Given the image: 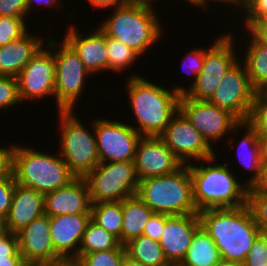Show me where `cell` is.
Instances as JSON below:
<instances>
[{
    "label": "cell",
    "mask_w": 267,
    "mask_h": 266,
    "mask_svg": "<svg viewBox=\"0 0 267 266\" xmlns=\"http://www.w3.org/2000/svg\"><path fill=\"white\" fill-rule=\"evenodd\" d=\"M126 82V95L135 120L131 126L141 136L159 137L179 111L180 96L185 86L175 85L167 88L147 80L141 74H131ZM167 88V89H166Z\"/></svg>",
    "instance_id": "1"
},
{
    "label": "cell",
    "mask_w": 267,
    "mask_h": 266,
    "mask_svg": "<svg viewBox=\"0 0 267 266\" xmlns=\"http://www.w3.org/2000/svg\"><path fill=\"white\" fill-rule=\"evenodd\" d=\"M198 215L201 227L214 241L221 259L243 263L260 234L248 205L199 210Z\"/></svg>",
    "instance_id": "2"
},
{
    "label": "cell",
    "mask_w": 267,
    "mask_h": 266,
    "mask_svg": "<svg viewBox=\"0 0 267 266\" xmlns=\"http://www.w3.org/2000/svg\"><path fill=\"white\" fill-rule=\"evenodd\" d=\"M218 155L189 164L193 200L199 210L232 208L247 204L248 187L230 169L217 163ZM235 174V175H234Z\"/></svg>",
    "instance_id": "3"
},
{
    "label": "cell",
    "mask_w": 267,
    "mask_h": 266,
    "mask_svg": "<svg viewBox=\"0 0 267 266\" xmlns=\"http://www.w3.org/2000/svg\"><path fill=\"white\" fill-rule=\"evenodd\" d=\"M126 4L112 9L108 17L98 26L108 37L119 40L144 58L153 45L160 42L163 34V22L157 8ZM157 13V14H156ZM104 20V21H103Z\"/></svg>",
    "instance_id": "4"
},
{
    "label": "cell",
    "mask_w": 267,
    "mask_h": 266,
    "mask_svg": "<svg viewBox=\"0 0 267 266\" xmlns=\"http://www.w3.org/2000/svg\"><path fill=\"white\" fill-rule=\"evenodd\" d=\"M19 144H15L13 151L12 173L16 184L45 194L76 178L58 152L45 153L36 146L33 149Z\"/></svg>",
    "instance_id": "5"
},
{
    "label": "cell",
    "mask_w": 267,
    "mask_h": 266,
    "mask_svg": "<svg viewBox=\"0 0 267 266\" xmlns=\"http://www.w3.org/2000/svg\"><path fill=\"white\" fill-rule=\"evenodd\" d=\"M154 213L198 214L193 200L189 164L174 173L139 180L136 194Z\"/></svg>",
    "instance_id": "6"
},
{
    "label": "cell",
    "mask_w": 267,
    "mask_h": 266,
    "mask_svg": "<svg viewBox=\"0 0 267 266\" xmlns=\"http://www.w3.org/2000/svg\"><path fill=\"white\" fill-rule=\"evenodd\" d=\"M58 116L60 147L57 152L76 177L84 178L100 163L93 120L90 129L82 124L75 111H58Z\"/></svg>",
    "instance_id": "7"
},
{
    "label": "cell",
    "mask_w": 267,
    "mask_h": 266,
    "mask_svg": "<svg viewBox=\"0 0 267 266\" xmlns=\"http://www.w3.org/2000/svg\"><path fill=\"white\" fill-rule=\"evenodd\" d=\"M53 53L57 111H76L75 105L84 93L86 78H93V75L63 39L58 42L53 38Z\"/></svg>",
    "instance_id": "8"
},
{
    "label": "cell",
    "mask_w": 267,
    "mask_h": 266,
    "mask_svg": "<svg viewBox=\"0 0 267 266\" xmlns=\"http://www.w3.org/2000/svg\"><path fill=\"white\" fill-rule=\"evenodd\" d=\"M84 179L91 204L122 201L136 195L139 185L133 161L100 162Z\"/></svg>",
    "instance_id": "9"
},
{
    "label": "cell",
    "mask_w": 267,
    "mask_h": 266,
    "mask_svg": "<svg viewBox=\"0 0 267 266\" xmlns=\"http://www.w3.org/2000/svg\"><path fill=\"white\" fill-rule=\"evenodd\" d=\"M234 30L224 33L205 52L204 66L197 75L196 81L182 94L192 100H208L218 87L219 81L238 60L240 53L236 51ZM235 44V45H234Z\"/></svg>",
    "instance_id": "10"
},
{
    "label": "cell",
    "mask_w": 267,
    "mask_h": 266,
    "mask_svg": "<svg viewBox=\"0 0 267 266\" xmlns=\"http://www.w3.org/2000/svg\"><path fill=\"white\" fill-rule=\"evenodd\" d=\"M179 110L215 149L222 139L235 133L238 136L237 133L244 129V121L207 100H192L181 95Z\"/></svg>",
    "instance_id": "11"
},
{
    "label": "cell",
    "mask_w": 267,
    "mask_h": 266,
    "mask_svg": "<svg viewBox=\"0 0 267 266\" xmlns=\"http://www.w3.org/2000/svg\"><path fill=\"white\" fill-rule=\"evenodd\" d=\"M129 122L93 118L99 161L101 163L133 161L142 137Z\"/></svg>",
    "instance_id": "12"
},
{
    "label": "cell",
    "mask_w": 267,
    "mask_h": 266,
    "mask_svg": "<svg viewBox=\"0 0 267 266\" xmlns=\"http://www.w3.org/2000/svg\"><path fill=\"white\" fill-rule=\"evenodd\" d=\"M19 96L23 101L44 100L52 96L55 100V58L53 37L48 38L33 58L17 76Z\"/></svg>",
    "instance_id": "13"
},
{
    "label": "cell",
    "mask_w": 267,
    "mask_h": 266,
    "mask_svg": "<svg viewBox=\"0 0 267 266\" xmlns=\"http://www.w3.org/2000/svg\"><path fill=\"white\" fill-rule=\"evenodd\" d=\"M256 91L249 80L245 65L239 59L228 69L207 101L229 111L239 121H247Z\"/></svg>",
    "instance_id": "14"
},
{
    "label": "cell",
    "mask_w": 267,
    "mask_h": 266,
    "mask_svg": "<svg viewBox=\"0 0 267 266\" xmlns=\"http://www.w3.org/2000/svg\"><path fill=\"white\" fill-rule=\"evenodd\" d=\"M159 137L183 164L211 158L218 153L180 110Z\"/></svg>",
    "instance_id": "15"
},
{
    "label": "cell",
    "mask_w": 267,
    "mask_h": 266,
    "mask_svg": "<svg viewBox=\"0 0 267 266\" xmlns=\"http://www.w3.org/2000/svg\"><path fill=\"white\" fill-rule=\"evenodd\" d=\"M133 162L138 180L171 174L183 165L163 140L155 136L139 139Z\"/></svg>",
    "instance_id": "16"
},
{
    "label": "cell",
    "mask_w": 267,
    "mask_h": 266,
    "mask_svg": "<svg viewBox=\"0 0 267 266\" xmlns=\"http://www.w3.org/2000/svg\"><path fill=\"white\" fill-rule=\"evenodd\" d=\"M201 226L198 214L166 215L159 243L171 266H178L186 255L196 230Z\"/></svg>",
    "instance_id": "17"
},
{
    "label": "cell",
    "mask_w": 267,
    "mask_h": 266,
    "mask_svg": "<svg viewBox=\"0 0 267 266\" xmlns=\"http://www.w3.org/2000/svg\"><path fill=\"white\" fill-rule=\"evenodd\" d=\"M22 259L49 264L63 260L55 251L49 216L43 214L16 233Z\"/></svg>",
    "instance_id": "18"
},
{
    "label": "cell",
    "mask_w": 267,
    "mask_h": 266,
    "mask_svg": "<svg viewBox=\"0 0 267 266\" xmlns=\"http://www.w3.org/2000/svg\"><path fill=\"white\" fill-rule=\"evenodd\" d=\"M69 25L63 39L78 55L86 69L93 75L108 71L106 34L97 26L92 33H80L77 26ZM99 72V73H98Z\"/></svg>",
    "instance_id": "19"
},
{
    "label": "cell",
    "mask_w": 267,
    "mask_h": 266,
    "mask_svg": "<svg viewBox=\"0 0 267 266\" xmlns=\"http://www.w3.org/2000/svg\"><path fill=\"white\" fill-rule=\"evenodd\" d=\"M91 214H66L49 217L54 251L63 260H78V250Z\"/></svg>",
    "instance_id": "20"
},
{
    "label": "cell",
    "mask_w": 267,
    "mask_h": 266,
    "mask_svg": "<svg viewBox=\"0 0 267 266\" xmlns=\"http://www.w3.org/2000/svg\"><path fill=\"white\" fill-rule=\"evenodd\" d=\"M44 214L49 217L66 214H91L86 180L76 177L68 185L44 194Z\"/></svg>",
    "instance_id": "21"
},
{
    "label": "cell",
    "mask_w": 267,
    "mask_h": 266,
    "mask_svg": "<svg viewBox=\"0 0 267 266\" xmlns=\"http://www.w3.org/2000/svg\"><path fill=\"white\" fill-rule=\"evenodd\" d=\"M44 194L15 184L10 210L4 219L5 231L19 232L44 214Z\"/></svg>",
    "instance_id": "22"
},
{
    "label": "cell",
    "mask_w": 267,
    "mask_h": 266,
    "mask_svg": "<svg viewBox=\"0 0 267 266\" xmlns=\"http://www.w3.org/2000/svg\"><path fill=\"white\" fill-rule=\"evenodd\" d=\"M34 33L29 30L20 39L0 46V76L17 78L26 64L45 46L48 38Z\"/></svg>",
    "instance_id": "23"
},
{
    "label": "cell",
    "mask_w": 267,
    "mask_h": 266,
    "mask_svg": "<svg viewBox=\"0 0 267 266\" xmlns=\"http://www.w3.org/2000/svg\"><path fill=\"white\" fill-rule=\"evenodd\" d=\"M244 133L241 135V140L235 149L238 157V164L244 169L242 171L251 173L247 175V180L244 181V184L250 188L257 186L261 181L262 177V162H261V153H260V143L257 136L256 130L247 122L244 121ZM245 167H243V166Z\"/></svg>",
    "instance_id": "24"
},
{
    "label": "cell",
    "mask_w": 267,
    "mask_h": 266,
    "mask_svg": "<svg viewBox=\"0 0 267 266\" xmlns=\"http://www.w3.org/2000/svg\"><path fill=\"white\" fill-rule=\"evenodd\" d=\"M248 38L245 51L239 50L252 86L261 91L267 86V46L263 44L250 30H245ZM248 32V33H247ZM248 34V36H247ZM243 59V60H242Z\"/></svg>",
    "instance_id": "25"
},
{
    "label": "cell",
    "mask_w": 267,
    "mask_h": 266,
    "mask_svg": "<svg viewBox=\"0 0 267 266\" xmlns=\"http://www.w3.org/2000/svg\"><path fill=\"white\" fill-rule=\"evenodd\" d=\"M123 224L121 244L143 235L145 225L154 213L137 195L121 201Z\"/></svg>",
    "instance_id": "26"
},
{
    "label": "cell",
    "mask_w": 267,
    "mask_h": 266,
    "mask_svg": "<svg viewBox=\"0 0 267 266\" xmlns=\"http://www.w3.org/2000/svg\"><path fill=\"white\" fill-rule=\"evenodd\" d=\"M220 260L217 246L200 226L194 233L191 245L178 266H216Z\"/></svg>",
    "instance_id": "27"
},
{
    "label": "cell",
    "mask_w": 267,
    "mask_h": 266,
    "mask_svg": "<svg viewBox=\"0 0 267 266\" xmlns=\"http://www.w3.org/2000/svg\"><path fill=\"white\" fill-rule=\"evenodd\" d=\"M124 247L126 256L144 266H171L160 243L145 235L129 240Z\"/></svg>",
    "instance_id": "28"
},
{
    "label": "cell",
    "mask_w": 267,
    "mask_h": 266,
    "mask_svg": "<svg viewBox=\"0 0 267 266\" xmlns=\"http://www.w3.org/2000/svg\"><path fill=\"white\" fill-rule=\"evenodd\" d=\"M91 219L116 237L121 244L123 214L121 201L91 204Z\"/></svg>",
    "instance_id": "29"
},
{
    "label": "cell",
    "mask_w": 267,
    "mask_h": 266,
    "mask_svg": "<svg viewBox=\"0 0 267 266\" xmlns=\"http://www.w3.org/2000/svg\"><path fill=\"white\" fill-rule=\"evenodd\" d=\"M119 245L116 237L90 219L79 245L78 259L84 254L116 249Z\"/></svg>",
    "instance_id": "30"
},
{
    "label": "cell",
    "mask_w": 267,
    "mask_h": 266,
    "mask_svg": "<svg viewBox=\"0 0 267 266\" xmlns=\"http://www.w3.org/2000/svg\"><path fill=\"white\" fill-rule=\"evenodd\" d=\"M106 50L108 52V72L121 74L131 69L140 61V56L124 43L106 35ZM131 67V68H130ZM125 69V70H124Z\"/></svg>",
    "instance_id": "31"
},
{
    "label": "cell",
    "mask_w": 267,
    "mask_h": 266,
    "mask_svg": "<svg viewBox=\"0 0 267 266\" xmlns=\"http://www.w3.org/2000/svg\"><path fill=\"white\" fill-rule=\"evenodd\" d=\"M247 205L260 233L267 235V190L256 186L248 188Z\"/></svg>",
    "instance_id": "32"
},
{
    "label": "cell",
    "mask_w": 267,
    "mask_h": 266,
    "mask_svg": "<svg viewBox=\"0 0 267 266\" xmlns=\"http://www.w3.org/2000/svg\"><path fill=\"white\" fill-rule=\"evenodd\" d=\"M125 256V247L120 244L116 249L84 254L77 261L81 266H122Z\"/></svg>",
    "instance_id": "33"
},
{
    "label": "cell",
    "mask_w": 267,
    "mask_h": 266,
    "mask_svg": "<svg viewBox=\"0 0 267 266\" xmlns=\"http://www.w3.org/2000/svg\"><path fill=\"white\" fill-rule=\"evenodd\" d=\"M247 122L256 130L258 138H267V96L256 91Z\"/></svg>",
    "instance_id": "34"
},
{
    "label": "cell",
    "mask_w": 267,
    "mask_h": 266,
    "mask_svg": "<svg viewBox=\"0 0 267 266\" xmlns=\"http://www.w3.org/2000/svg\"><path fill=\"white\" fill-rule=\"evenodd\" d=\"M26 18L0 16V46L20 39L29 31V22H26Z\"/></svg>",
    "instance_id": "35"
},
{
    "label": "cell",
    "mask_w": 267,
    "mask_h": 266,
    "mask_svg": "<svg viewBox=\"0 0 267 266\" xmlns=\"http://www.w3.org/2000/svg\"><path fill=\"white\" fill-rule=\"evenodd\" d=\"M239 13L243 21L238 23L243 24L244 30H249L257 22L267 19V0H243Z\"/></svg>",
    "instance_id": "36"
},
{
    "label": "cell",
    "mask_w": 267,
    "mask_h": 266,
    "mask_svg": "<svg viewBox=\"0 0 267 266\" xmlns=\"http://www.w3.org/2000/svg\"><path fill=\"white\" fill-rule=\"evenodd\" d=\"M221 36L218 35L215 36V39L213 40V42L211 43V45L209 44V46H205V47H197L194 48L193 50H187V52L184 55V58L182 60V68L184 69L185 67H187V69L183 70L186 73L190 74L191 76H193V79H190L191 84L186 88V90L196 81V77L197 75L201 72L203 66H204V60H205V52L220 38ZM184 62V63H183ZM186 62V66L184 67ZM187 71V72H186ZM187 74V75H188ZM192 80V81H191Z\"/></svg>",
    "instance_id": "37"
},
{
    "label": "cell",
    "mask_w": 267,
    "mask_h": 266,
    "mask_svg": "<svg viewBox=\"0 0 267 266\" xmlns=\"http://www.w3.org/2000/svg\"><path fill=\"white\" fill-rule=\"evenodd\" d=\"M20 102V103H19ZM21 103L17 78L0 76V110L14 108Z\"/></svg>",
    "instance_id": "38"
},
{
    "label": "cell",
    "mask_w": 267,
    "mask_h": 266,
    "mask_svg": "<svg viewBox=\"0 0 267 266\" xmlns=\"http://www.w3.org/2000/svg\"><path fill=\"white\" fill-rule=\"evenodd\" d=\"M244 266H267V235L259 234L243 262Z\"/></svg>",
    "instance_id": "39"
},
{
    "label": "cell",
    "mask_w": 267,
    "mask_h": 266,
    "mask_svg": "<svg viewBox=\"0 0 267 266\" xmlns=\"http://www.w3.org/2000/svg\"><path fill=\"white\" fill-rule=\"evenodd\" d=\"M15 184L14 177L0 178V216L3 219H5L10 210Z\"/></svg>",
    "instance_id": "40"
},
{
    "label": "cell",
    "mask_w": 267,
    "mask_h": 266,
    "mask_svg": "<svg viewBox=\"0 0 267 266\" xmlns=\"http://www.w3.org/2000/svg\"><path fill=\"white\" fill-rule=\"evenodd\" d=\"M8 256H21L16 233L4 231L0 234V258Z\"/></svg>",
    "instance_id": "41"
},
{
    "label": "cell",
    "mask_w": 267,
    "mask_h": 266,
    "mask_svg": "<svg viewBox=\"0 0 267 266\" xmlns=\"http://www.w3.org/2000/svg\"><path fill=\"white\" fill-rule=\"evenodd\" d=\"M165 222H166V214L153 213L148 223L144 227L143 235L149 237L154 241L159 242L160 237L164 230Z\"/></svg>",
    "instance_id": "42"
},
{
    "label": "cell",
    "mask_w": 267,
    "mask_h": 266,
    "mask_svg": "<svg viewBox=\"0 0 267 266\" xmlns=\"http://www.w3.org/2000/svg\"><path fill=\"white\" fill-rule=\"evenodd\" d=\"M0 16L27 17L26 0H0Z\"/></svg>",
    "instance_id": "43"
},
{
    "label": "cell",
    "mask_w": 267,
    "mask_h": 266,
    "mask_svg": "<svg viewBox=\"0 0 267 266\" xmlns=\"http://www.w3.org/2000/svg\"><path fill=\"white\" fill-rule=\"evenodd\" d=\"M15 142H11V145L3 147L0 145V178L2 177H14L12 173L13 167V151Z\"/></svg>",
    "instance_id": "44"
},
{
    "label": "cell",
    "mask_w": 267,
    "mask_h": 266,
    "mask_svg": "<svg viewBox=\"0 0 267 266\" xmlns=\"http://www.w3.org/2000/svg\"><path fill=\"white\" fill-rule=\"evenodd\" d=\"M26 4H27V17L28 15H30V12H33V8L35 9L34 6L41 7V6H45L46 8L48 7V9L52 6L56 11L59 9H61V6L63 5L61 0H26ZM58 8V9H56Z\"/></svg>",
    "instance_id": "45"
},
{
    "label": "cell",
    "mask_w": 267,
    "mask_h": 266,
    "mask_svg": "<svg viewBox=\"0 0 267 266\" xmlns=\"http://www.w3.org/2000/svg\"><path fill=\"white\" fill-rule=\"evenodd\" d=\"M87 2L92 5L93 9L112 8L115 9L124 4V0H87Z\"/></svg>",
    "instance_id": "46"
},
{
    "label": "cell",
    "mask_w": 267,
    "mask_h": 266,
    "mask_svg": "<svg viewBox=\"0 0 267 266\" xmlns=\"http://www.w3.org/2000/svg\"><path fill=\"white\" fill-rule=\"evenodd\" d=\"M263 44L267 46V22H257L249 29Z\"/></svg>",
    "instance_id": "47"
},
{
    "label": "cell",
    "mask_w": 267,
    "mask_h": 266,
    "mask_svg": "<svg viewBox=\"0 0 267 266\" xmlns=\"http://www.w3.org/2000/svg\"><path fill=\"white\" fill-rule=\"evenodd\" d=\"M211 2H213L214 3V5L216 4V3H220V4H225L223 7H226L227 8V6H228V8H231V7H229V6H232V8L233 9H235V12L236 11H238L240 8H241V6H242V3H243V0H210ZM228 4V5H227Z\"/></svg>",
    "instance_id": "48"
},
{
    "label": "cell",
    "mask_w": 267,
    "mask_h": 266,
    "mask_svg": "<svg viewBox=\"0 0 267 266\" xmlns=\"http://www.w3.org/2000/svg\"><path fill=\"white\" fill-rule=\"evenodd\" d=\"M22 256H8L6 258H0V266H15Z\"/></svg>",
    "instance_id": "49"
},
{
    "label": "cell",
    "mask_w": 267,
    "mask_h": 266,
    "mask_svg": "<svg viewBox=\"0 0 267 266\" xmlns=\"http://www.w3.org/2000/svg\"><path fill=\"white\" fill-rule=\"evenodd\" d=\"M186 2V4H191L193 6H195L194 8L196 7H199V9L203 8L202 10H207V7L209 9L210 5H211V1L210 0H184ZM210 4V5H209Z\"/></svg>",
    "instance_id": "50"
},
{
    "label": "cell",
    "mask_w": 267,
    "mask_h": 266,
    "mask_svg": "<svg viewBox=\"0 0 267 266\" xmlns=\"http://www.w3.org/2000/svg\"><path fill=\"white\" fill-rule=\"evenodd\" d=\"M261 162H262V177L261 181L256 187L267 190V161H261Z\"/></svg>",
    "instance_id": "51"
},
{
    "label": "cell",
    "mask_w": 267,
    "mask_h": 266,
    "mask_svg": "<svg viewBox=\"0 0 267 266\" xmlns=\"http://www.w3.org/2000/svg\"><path fill=\"white\" fill-rule=\"evenodd\" d=\"M41 266H81L77 260H61L54 263L42 264Z\"/></svg>",
    "instance_id": "52"
},
{
    "label": "cell",
    "mask_w": 267,
    "mask_h": 266,
    "mask_svg": "<svg viewBox=\"0 0 267 266\" xmlns=\"http://www.w3.org/2000/svg\"><path fill=\"white\" fill-rule=\"evenodd\" d=\"M261 161H267V138H259Z\"/></svg>",
    "instance_id": "53"
},
{
    "label": "cell",
    "mask_w": 267,
    "mask_h": 266,
    "mask_svg": "<svg viewBox=\"0 0 267 266\" xmlns=\"http://www.w3.org/2000/svg\"><path fill=\"white\" fill-rule=\"evenodd\" d=\"M158 1V0H157ZM155 0H124V3L126 4H140V5H146V6H151L157 2ZM154 3V4H153Z\"/></svg>",
    "instance_id": "54"
},
{
    "label": "cell",
    "mask_w": 267,
    "mask_h": 266,
    "mask_svg": "<svg viewBox=\"0 0 267 266\" xmlns=\"http://www.w3.org/2000/svg\"><path fill=\"white\" fill-rule=\"evenodd\" d=\"M216 266H244L242 262L237 261H227L221 259L220 262Z\"/></svg>",
    "instance_id": "55"
},
{
    "label": "cell",
    "mask_w": 267,
    "mask_h": 266,
    "mask_svg": "<svg viewBox=\"0 0 267 266\" xmlns=\"http://www.w3.org/2000/svg\"><path fill=\"white\" fill-rule=\"evenodd\" d=\"M15 266H41V264L35 261L21 259Z\"/></svg>",
    "instance_id": "56"
},
{
    "label": "cell",
    "mask_w": 267,
    "mask_h": 266,
    "mask_svg": "<svg viewBox=\"0 0 267 266\" xmlns=\"http://www.w3.org/2000/svg\"><path fill=\"white\" fill-rule=\"evenodd\" d=\"M122 266H144V265H142L141 263L130 259L128 256H125L124 259H123Z\"/></svg>",
    "instance_id": "57"
},
{
    "label": "cell",
    "mask_w": 267,
    "mask_h": 266,
    "mask_svg": "<svg viewBox=\"0 0 267 266\" xmlns=\"http://www.w3.org/2000/svg\"><path fill=\"white\" fill-rule=\"evenodd\" d=\"M4 231H5L4 219L0 216V234H2Z\"/></svg>",
    "instance_id": "58"
},
{
    "label": "cell",
    "mask_w": 267,
    "mask_h": 266,
    "mask_svg": "<svg viewBox=\"0 0 267 266\" xmlns=\"http://www.w3.org/2000/svg\"><path fill=\"white\" fill-rule=\"evenodd\" d=\"M267 96V86L261 90Z\"/></svg>",
    "instance_id": "59"
}]
</instances>
